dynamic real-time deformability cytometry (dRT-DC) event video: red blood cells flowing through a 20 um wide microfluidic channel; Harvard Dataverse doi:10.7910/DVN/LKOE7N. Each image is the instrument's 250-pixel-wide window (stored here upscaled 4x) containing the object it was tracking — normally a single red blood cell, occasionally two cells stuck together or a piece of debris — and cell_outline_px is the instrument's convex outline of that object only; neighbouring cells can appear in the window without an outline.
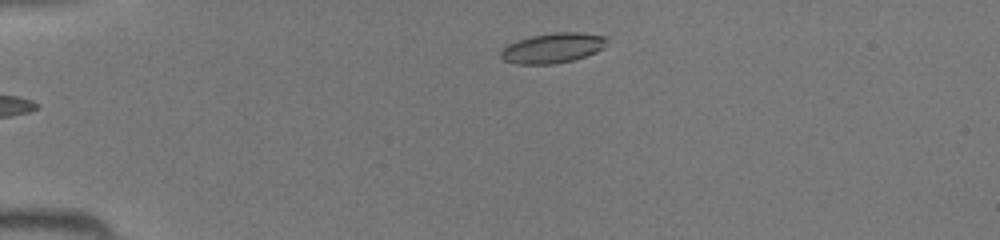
{"species": "common noctule bat (a hibernating species)", "species_latin": "Nyctalus noctula", "temperature_condition": "room temperature", "stored_images_in_passage": 30, "camera_frame_rate_fps": 3000, "um_per_image_px": 0.085, "animal": {"sex": "female", "body_mass_g": 19.5, "forearm_length_mm": 54.1}, "frame": {"image": 1, "passage_image": 1, "time_ms": 0.0, "image_size_px": [1000, 240], "cell_outline_px": [[608, 40], [604, 48], [596, 52], [572, 60], [552, 64], [516, 64], [504, 60], [500, 56], [500, 52], [508, 44], [516, 40], [532, 36], [552, 32], [580, 32], [608, 36]], "centroid_in_image_um": [47.0, 4.07], "position_along_channel_um": 38.0, "area_um2": 18.67}}
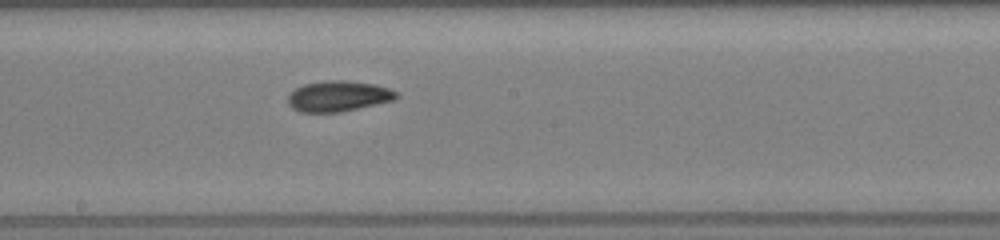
{"frame": {"image": 2, "passage_image": 16, "time_ms": 5.0, "image_size_px": [1000, 240], "cell_outline_px": [[400, 96], [392, 100], [376, 104], [340, 112], [300, 112], [292, 108], [288, 104], [288, 96], [296, 88], [304, 84], [328, 80], [344, 80], [376, 84], [388, 88], [396, 92]], "centroid_in_image_um": [28.75, 8.17], "position_along_channel_um": 219.5, "area_um2": 19.25}}
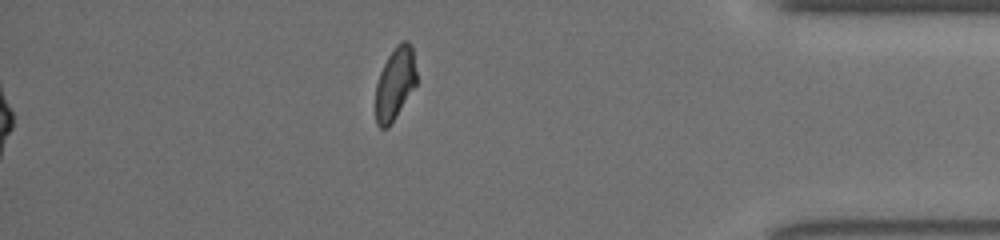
{"frame": {"image": 3, "passage_image": 30, "time_ms": 9.667, "image_size_px": [1000, 240], "cell_outline_px": [[416, 84], [396, 116], [388, 128], [380, 128], [376, 124], [376, 84], [380, 72], [388, 56], [396, 44], [404, 40], [408, 40], [412, 48], [416, 72]], "centroid_in_image_um": [33.57, 7.09], "position_along_channel_um": 401.6, "area_um2": 17.11}}